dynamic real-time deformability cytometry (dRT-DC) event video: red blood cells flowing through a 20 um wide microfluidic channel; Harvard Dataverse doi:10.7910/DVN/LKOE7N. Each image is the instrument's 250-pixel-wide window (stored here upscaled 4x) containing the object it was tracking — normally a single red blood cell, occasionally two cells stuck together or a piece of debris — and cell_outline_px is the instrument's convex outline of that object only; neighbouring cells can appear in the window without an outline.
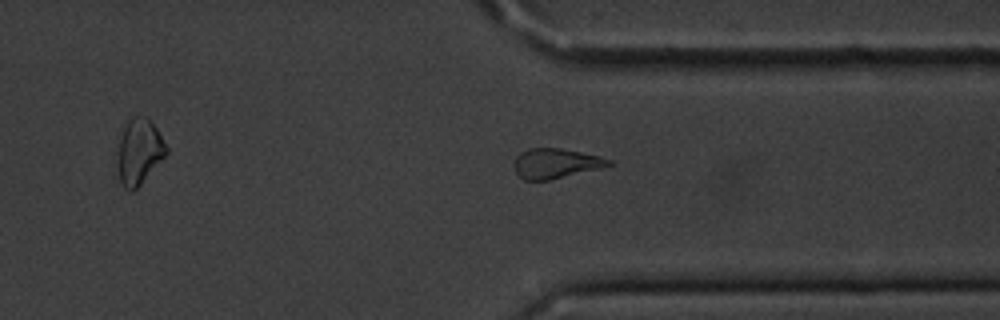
{"species": "common noctule bat (a hibernating species)", "species_latin": "Nyctalus noctula", "temperature_condition": "cold", "stored_images_in_passage": 11, "segment_of_instrument_passage": [2, 2], "camera_frame_rate_fps": 3000, "um_per_image_px": 0.085, "animal": {"sex": "male", "body_mass_g": 20.1, "forearm_length_mm": 53.5}, "frame": {"image": 1, "passage_image": 11, "time_ms": 3.333, "image_size_px": [1000, 320], "cell_outline_px": [[612, 164], [600, 168], [548, 180], [524, 180], [516, 172], [516, 156], [520, 152], [528, 148], [560, 148], [580, 152], [612, 160]], "centroid_in_image_um": [47.22, 13.88], "position_along_channel_um": 364.2, "area_um2": 16.07}}